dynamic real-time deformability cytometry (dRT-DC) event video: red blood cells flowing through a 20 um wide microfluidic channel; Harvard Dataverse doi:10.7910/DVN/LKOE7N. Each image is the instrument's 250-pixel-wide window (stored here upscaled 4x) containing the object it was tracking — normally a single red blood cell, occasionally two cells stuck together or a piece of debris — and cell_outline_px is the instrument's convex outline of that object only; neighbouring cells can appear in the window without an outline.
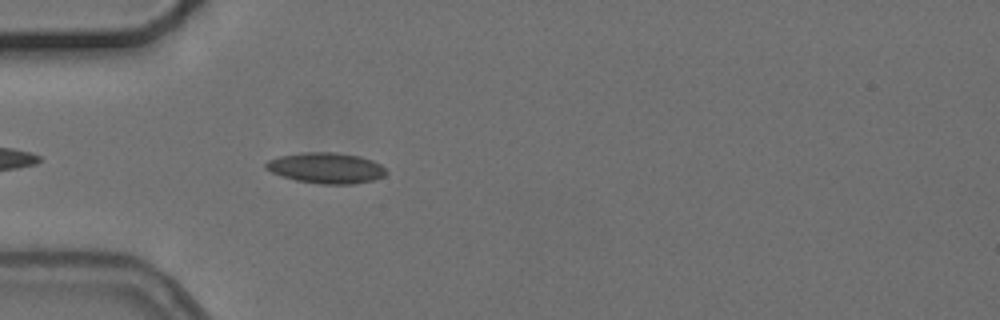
{"species": "common noctule bat (a hibernating species)", "species_latin": "Nyctalus noctula", "temperature_condition": "cold", "stored_images_in_passage": 5, "camera_frame_rate_fps": 3000, "um_per_image_px": 0.085, "animal": {"sex": "female", "body_mass_g": 24.6, "forearm_length_mm": 56.2}, "frame": {"image": 1, "passage_image": 5, "time_ms": 4.667, "image_size_px": [1000, 320], "cell_outline_px": [[388, 172], [384, 176], [372, 180], [352, 184], [320, 184], [296, 180], [272, 172], [264, 168], [264, 164], [268, 160], [280, 156], [304, 152], [336, 152], [360, 156], [372, 160], [380, 164]], "centroid_in_image_um": [27.73, 14.27], "position_along_channel_um": 57.3, "area_um2": 21.5}}